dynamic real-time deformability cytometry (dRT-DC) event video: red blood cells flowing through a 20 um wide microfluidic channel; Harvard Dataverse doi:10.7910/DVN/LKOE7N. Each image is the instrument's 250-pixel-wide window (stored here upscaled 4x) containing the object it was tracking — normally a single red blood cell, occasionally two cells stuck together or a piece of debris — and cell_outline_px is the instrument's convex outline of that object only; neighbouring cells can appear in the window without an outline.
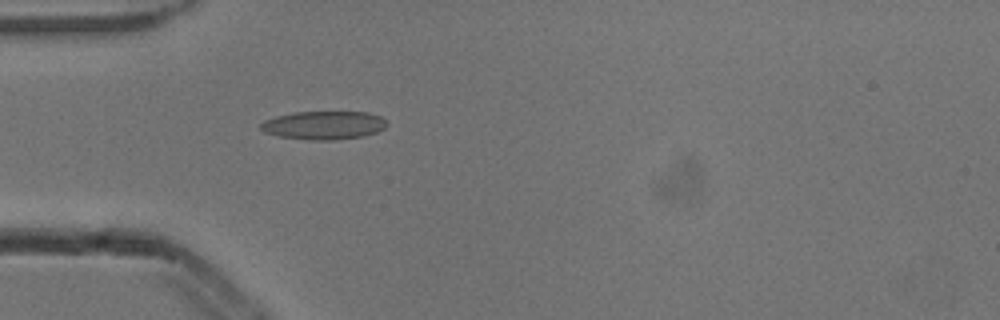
{"species": "common noctule bat (a hibernating species)", "species_latin": "Nyctalus noctula", "temperature_condition": "cold", "stored_images_in_passage": 1, "camera_frame_rate_fps": 3000, "um_per_image_px": 0.085, "animal": {"sex": "male", "body_mass_g": 13.3}, "frame": {"image": 1, "passage_image": 1, "time_ms": 0.0, "image_size_px": [1000, 320], "cell_outline_px": [[388, 124], [384, 128], [376, 132], [364, 136], [332, 140], [308, 140], [280, 136], [264, 132], [260, 128], [260, 124], [264, 120], [276, 116], [296, 112], [368, 112], [380, 116], [388, 120]], "centroid_in_image_um": [27.55, 10.64], "position_along_channel_um": 57.5, "area_um2": 20.92}}